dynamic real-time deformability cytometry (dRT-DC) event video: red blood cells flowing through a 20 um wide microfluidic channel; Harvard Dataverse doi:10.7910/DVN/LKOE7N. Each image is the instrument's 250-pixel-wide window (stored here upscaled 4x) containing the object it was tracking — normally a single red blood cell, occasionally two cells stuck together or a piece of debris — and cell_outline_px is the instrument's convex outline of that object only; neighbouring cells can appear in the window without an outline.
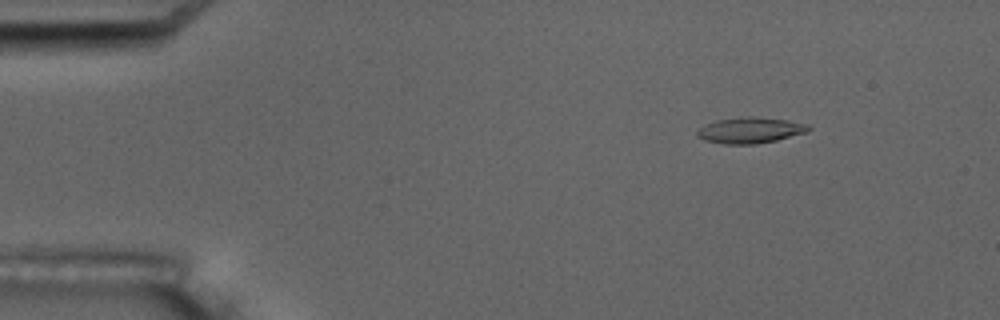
{"species": "common noctule bat (a hibernating species)", "species_latin": "Nyctalus noctula", "temperature_condition": "room temperature", "stored_images_in_passage": 7, "segment_of_instrument_passage": [1, 2], "camera_frame_rate_fps": 3000, "um_per_image_px": 0.085, "animal": {"sex": "male", "body_mass_g": 17.5, "forearm_length_mm": 52.3}, "frame": {"image": 1, "passage_image": 3, "time_ms": 2.333, "image_size_px": [1000, 320], "cell_outline_px": [[812, 128], [808, 132], [776, 140], [756, 144], [724, 144], [704, 140], [696, 136], [696, 132], [704, 124], [716, 120], [748, 116], [752, 116], [784, 120], [808, 124]], "centroid_in_image_um": [63.75, 11.07], "position_along_channel_um": 21.3, "area_um2": 16.82}}